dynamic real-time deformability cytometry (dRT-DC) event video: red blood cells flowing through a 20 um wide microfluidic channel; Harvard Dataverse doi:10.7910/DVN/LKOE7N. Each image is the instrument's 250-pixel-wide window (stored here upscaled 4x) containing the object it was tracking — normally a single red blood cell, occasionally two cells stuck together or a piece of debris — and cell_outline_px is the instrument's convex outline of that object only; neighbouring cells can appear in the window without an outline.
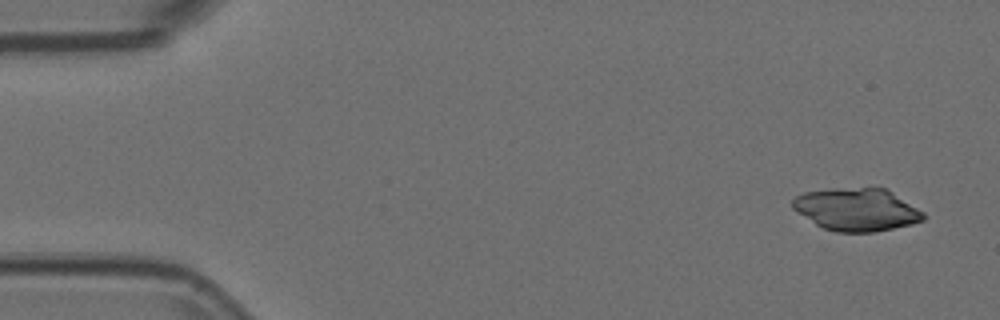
{"species": "Egyptian fruit bat (a non-hibernating species)", "species_latin": "Rousettus aegyptiacus", "temperature_condition": "room temperature", "stored_images_in_passage": 7, "camera_frame_rate_fps": 3000, "um_per_image_px": 0.085, "animal": {"sex": "female"}, "frame": {"image": 1, "passage_image": 1, "time_ms": 0.0, "image_size_px": [1000, 320], "cell_outline_px": [[924, 220], [912, 224], [872, 232], [836, 232], [824, 228], [816, 224], [796, 212], [792, 208], [792, 200], [796, 196], [804, 192], [832, 188], [884, 188], [892, 192], [924, 212]], "centroid_in_image_um": [72.79, 17.81], "position_along_channel_um": 12.2, "area_um2": 32.37}}